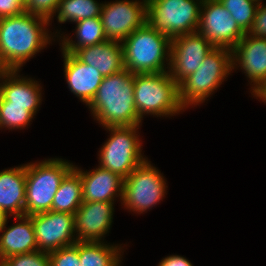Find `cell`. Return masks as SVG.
I'll return each instance as SVG.
<instances>
[{
	"mask_svg": "<svg viewBox=\"0 0 266 266\" xmlns=\"http://www.w3.org/2000/svg\"><path fill=\"white\" fill-rule=\"evenodd\" d=\"M49 26L48 19L26 12L0 18V64L3 70L22 71L21 67L27 61L52 44L60 36L61 29L52 33Z\"/></svg>",
	"mask_w": 266,
	"mask_h": 266,
	"instance_id": "cell-1",
	"label": "cell"
},
{
	"mask_svg": "<svg viewBox=\"0 0 266 266\" xmlns=\"http://www.w3.org/2000/svg\"><path fill=\"white\" fill-rule=\"evenodd\" d=\"M88 108L103 128L142 125L134 103V74L123 69L104 77Z\"/></svg>",
	"mask_w": 266,
	"mask_h": 266,
	"instance_id": "cell-2",
	"label": "cell"
},
{
	"mask_svg": "<svg viewBox=\"0 0 266 266\" xmlns=\"http://www.w3.org/2000/svg\"><path fill=\"white\" fill-rule=\"evenodd\" d=\"M121 43L124 68L129 72L147 74L169 70L171 39L147 22Z\"/></svg>",
	"mask_w": 266,
	"mask_h": 266,
	"instance_id": "cell-3",
	"label": "cell"
},
{
	"mask_svg": "<svg viewBox=\"0 0 266 266\" xmlns=\"http://www.w3.org/2000/svg\"><path fill=\"white\" fill-rule=\"evenodd\" d=\"M233 73L232 50L215 47L199 68L179 84V101L186 109L205 103ZM208 98V99H207Z\"/></svg>",
	"mask_w": 266,
	"mask_h": 266,
	"instance_id": "cell-4",
	"label": "cell"
},
{
	"mask_svg": "<svg viewBox=\"0 0 266 266\" xmlns=\"http://www.w3.org/2000/svg\"><path fill=\"white\" fill-rule=\"evenodd\" d=\"M134 103L141 120L146 115L170 118L185 111L179 101L178 83L169 71L134 74Z\"/></svg>",
	"mask_w": 266,
	"mask_h": 266,
	"instance_id": "cell-5",
	"label": "cell"
},
{
	"mask_svg": "<svg viewBox=\"0 0 266 266\" xmlns=\"http://www.w3.org/2000/svg\"><path fill=\"white\" fill-rule=\"evenodd\" d=\"M73 167V163L62 158L27 163L25 215L50 211L61 181Z\"/></svg>",
	"mask_w": 266,
	"mask_h": 266,
	"instance_id": "cell-6",
	"label": "cell"
},
{
	"mask_svg": "<svg viewBox=\"0 0 266 266\" xmlns=\"http://www.w3.org/2000/svg\"><path fill=\"white\" fill-rule=\"evenodd\" d=\"M140 126L105 127L110 135L98 151V166L124 179L131 174L147 158L142 153L143 145L138 130Z\"/></svg>",
	"mask_w": 266,
	"mask_h": 266,
	"instance_id": "cell-7",
	"label": "cell"
},
{
	"mask_svg": "<svg viewBox=\"0 0 266 266\" xmlns=\"http://www.w3.org/2000/svg\"><path fill=\"white\" fill-rule=\"evenodd\" d=\"M162 174L146 158L124 179L121 206L140 215L163 201L168 186Z\"/></svg>",
	"mask_w": 266,
	"mask_h": 266,
	"instance_id": "cell-8",
	"label": "cell"
},
{
	"mask_svg": "<svg viewBox=\"0 0 266 266\" xmlns=\"http://www.w3.org/2000/svg\"><path fill=\"white\" fill-rule=\"evenodd\" d=\"M203 0H147L146 22L170 39L196 32Z\"/></svg>",
	"mask_w": 266,
	"mask_h": 266,
	"instance_id": "cell-9",
	"label": "cell"
},
{
	"mask_svg": "<svg viewBox=\"0 0 266 266\" xmlns=\"http://www.w3.org/2000/svg\"><path fill=\"white\" fill-rule=\"evenodd\" d=\"M147 0L106 1L100 18L107 40L124 41L134 30L146 23Z\"/></svg>",
	"mask_w": 266,
	"mask_h": 266,
	"instance_id": "cell-10",
	"label": "cell"
},
{
	"mask_svg": "<svg viewBox=\"0 0 266 266\" xmlns=\"http://www.w3.org/2000/svg\"><path fill=\"white\" fill-rule=\"evenodd\" d=\"M197 31L214 47L231 50L245 35L219 0H203Z\"/></svg>",
	"mask_w": 266,
	"mask_h": 266,
	"instance_id": "cell-11",
	"label": "cell"
},
{
	"mask_svg": "<svg viewBox=\"0 0 266 266\" xmlns=\"http://www.w3.org/2000/svg\"><path fill=\"white\" fill-rule=\"evenodd\" d=\"M30 216L39 251L49 253L77 242L74 214L50 210Z\"/></svg>",
	"mask_w": 266,
	"mask_h": 266,
	"instance_id": "cell-12",
	"label": "cell"
},
{
	"mask_svg": "<svg viewBox=\"0 0 266 266\" xmlns=\"http://www.w3.org/2000/svg\"><path fill=\"white\" fill-rule=\"evenodd\" d=\"M215 47L198 31L171 39L169 73L179 84L194 73Z\"/></svg>",
	"mask_w": 266,
	"mask_h": 266,
	"instance_id": "cell-13",
	"label": "cell"
},
{
	"mask_svg": "<svg viewBox=\"0 0 266 266\" xmlns=\"http://www.w3.org/2000/svg\"><path fill=\"white\" fill-rule=\"evenodd\" d=\"M114 203L82 202L74 214L77 241L104 242L112 227Z\"/></svg>",
	"mask_w": 266,
	"mask_h": 266,
	"instance_id": "cell-14",
	"label": "cell"
},
{
	"mask_svg": "<svg viewBox=\"0 0 266 266\" xmlns=\"http://www.w3.org/2000/svg\"><path fill=\"white\" fill-rule=\"evenodd\" d=\"M238 68L247 77L250 93L254 92L266 80V38L243 36L232 49V70Z\"/></svg>",
	"mask_w": 266,
	"mask_h": 266,
	"instance_id": "cell-15",
	"label": "cell"
},
{
	"mask_svg": "<svg viewBox=\"0 0 266 266\" xmlns=\"http://www.w3.org/2000/svg\"><path fill=\"white\" fill-rule=\"evenodd\" d=\"M73 168L81 177L83 202H121L124 178L120 175L99 166L85 171L74 163Z\"/></svg>",
	"mask_w": 266,
	"mask_h": 266,
	"instance_id": "cell-16",
	"label": "cell"
},
{
	"mask_svg": "<svg viewBox=\"0 0 266 266\" xmlns=\"http://www.w3.org/2000/svg\"><path fill=\"white\" fill-rule=\"evenodd\" d=\"M61 52L68 89L88 106L95 97L104 77L95 67L81 62L72 53L62 50Z\"/></svg>",
	"mask_w": 266,
	"mask_h": 266,
	"instance_id": "cell-17",
	"label": "cell"
},
{
	"mask_svg": "<svg viewBox=\"0 0 266 266\" xmlns=\"http://www.w3.org/2000/svg\"><path fill=\"white\" fill-rule=\"evenodd\" d=\"M19 70H2V99L7 105L28 106L34 116L42 103V85Z\"/></svg>",
	"mask_w": 266,
	"mask_h": 266,
	"instance_id": "cell-18",
	"label": "cell"
},
{
	"mask_svg": "<svg viewBox=\"0 0 266 266\" xmlns=\"http://www.w3.org/2000/svg\"><path fill=\"white\" fill-rule=\"evenodd\" d=\"M14 218L16 224L6 227L9 221L7 216L0 225V263L10 256L38 250L31 216L22 215Z\"/></svg>",
	"mask_w": 266,
	"mask_h": 266,
	"instance_id": "cell-19",
	"label": "cell"
},
{
	"mask_svg": "<svg viewBox=\"0 0 266 266\" xmlns=\"http://www.w3.org/2000/svg\"><path fill=\"white\" fill-rule=\"evenodd\" d=\"M26 164L0 171V209L6 216L25 215Z\"/></svg>",
	"mask_w": 266,
	"mask_h": 266,
	"instance_id": "cell-20",
	"label": "cell"
},
{
	"mask_svg": "<svg viewBox=\"0 0 266 266\" xmlns=\"http://www.w3.org/2000/svg\"><path fill=\"white\" fill-rule=\"evenodd\" d=\"M73 55L81 62L95 67L103 77L125 69L123 47L118 41L106 40L100 44L80 48Z\"/></svg>",
	"mask_w": 266,
	"mask_h": 266,
	"instance_id": "cell-21",
	"label": "cell"
},
{
	"mask_svg": "<svg viewBox=\"0 0 266 266\" xmlns=\"http://www.w3.org/2000/svg\"><path fill=\"white\" fill-rule=\"evenodd\" d=\"M75 40L70 34L64 32L57 38L60 49L63 52L74 53L77 49L93 46L105 42L106 36L103 30V25L100 17H94L75 22ZM69 35V36H68Z\"/></svg>",
	"mask_w": 266,
	"mask_h": 266,
	"instance_id": "cell-22",
	"label": "cell"
},
{
	"mask_svg": "<svg viewBox=\"0 0 266 266\" xmlns=\"http://www.w3.org/2000/svg\"><path fill=\"white\" fill-rule=\"evenodd\" d=\"M105 242H80L78 253L81 266H121L124 244Z\"/></svg>",
	"mask_w": 266,
	"mask_h": 266,
	"instance_id": "cell-23",
	"label": "cell"
},
{
	"mask_svg": "<svg viewBox=\"0 0 266 266\" xmlns=\"http://www.w3.org/2000/svg\"><path fill=\"white\" fill-rule=\"evenodd\" d=\"M82 181L72 168L61 181L52 201L51 211L75 214L82 204Z\"/></svg>",
	"mask_w": 266,
	"mask_h": 266,
	"instance_id": "cell-24",
	"label": "cell"
},
{
	"mask_svg": "<svg viewBox=\"0 0 266 266\" xmlns=\"http://www.w3.org/2000/svg\"><path fill=\"white\" fill-rule=\"evenodd\" d=\"M102 5L97 0H60L56 13L49 20L50 25L55 16L60 24L100 17Z\"/></svg>",
	"mask_w": 266,
	"mask_h": 266,
	"instance_id": "cell-25",
	"label": "cell"
},
{
	"mask_svg": "<svg viewBox=\"0 0 266 266\" xmlns=\"http://www.w3.org/2000/svg\"><path fill=\"white\" fill-rule=\"evenodd\" d=\"M35 116L28 111V106L7 105L0 100V130H22L27 128Z\"/></svg>",
	"mask_w": 266,
	"mask_h": 266,
	"instance_id": "cell-26",
	"label": "cell"
},
{
	"mask_svg": "<svg viewBox=\"0 0 266 266\" xmlns=\"http://www.w3.org/2000/svg\"><path fill=\"white\" fill-rule=\"evenodd\" d=\"M228 10L239 28L246 34L250 30L258 3L253 0H219Z\"/></svg>",
	"mask_w": 266,
	"mask_h": 266,
	"instance_id": "cell-27",
	"label": "cell"
},
{
	"mask_svg": "<svg viewBox=\"0 0 266 266\" xmlns=\"http://www.w3.org/2000/svg\"><path fill=\"white\" fill-rule=\"evenodd\" d=\"M1 266H50L47 252L34 251L26 254H18L4 259Z\"/></svg>",
	"mask_w": 266,
	"mask_h": 266,
	"instance_id": "cell-28",
	"label": "cell"
},
{
	"mask_svg": "<svg viewBox=\"0 0 266 266\" xmlns=\"http://www.w3.org/2000/svg\"><path fill=\"white\" fill-rule=\"evenodd\" d=\"M50 266H81L78 241L70 246L62 247L48 253Z\"/></svg>",
	"mask_w": 266,
	"mask_h": 266,
	"instance_id": "cell-29",
	"label": "cell"
},
{
	"mask_svg": "<svg viewBox=\"0 0 266 266\" xmlns=\"http://www.w3.org/2000/svg\"><path fill=\"white\" fill-rule=\"evenodd\" d=\"M60 0H23L26 13L35 14L50 20L56 13Z\"/></svg>",
	"mask_w": 266,
	"mask_h": 266,
	"instance_id": "cell-30",
	"label": "cell"
},
{
	"mask_svg": "<svg viewBox=\"0 0 266 266\" xmlns=\"http://www.w3.org/2000/svg\"><path fill=\"white\" fill-rule=\"evenodd\" d=\"M249 35L253 37L266 38V4L260 3L257 7L255 17Z\"/></svg>",
	"mask_w": 266,
	"mask_h": 266,
	"instance_id": "cell-31",
	"label": "cell"
},
{
	"mask_svg": "<svg viewBox=\"0 0 266 266\" xmlns=\"http://www.w3.org/2000/svg\"><path fill=\"white\" fill-rule=\"evenodd\" d=\"M24 12L23 0H0V18L17 16Z\"/></svg>",
	"mask_w": 266,
	"mask_h": 266,
	"instance_id": "cell-32",
	"label": "cell"
},
{
	"mask_svg": "<svg viewBox=\"0 0 266 266\" xmlns=\"http://www.w3.org/2000/svg\"><path fill=\"white\" fill-rule=\"evenodd\" d=\"M157 266H193V264L186 257L176 254L164 257Z\"/></svg>",
	"mask_w": 266,
	"mask_h": 266,
	"instance_id": "cell-33",
	"label": "cell"
},
{
	"mask_svg": "<svg viewBox=\"0 0 266 266\" xmlns=\"http://www.w3.org/2000/svg\"><path fill=\"white\" fill-rule=\"evenodd\" d=\"M251 95L258 99L260 101H262V103L264 102V104L266 103V80L254 91L251 93Z\"/></svg>",
	"mask_w": 266,
	"mask_h": 266,
	"instance_id": "cell-34",
	"label": "cell"
},
{
	"mask_svg": "<svg viewBox=\"0 0 266 266\" xmlns=\"http://www.w3.org/2000/svg\"><path fill=\"white\" fill-rule=\"evenodd\" d=\"M7 216L4 212L0 209V225L6 220Z\"/></svg>",
	"mask_w": 266,
	"mask_h": 266,
	"instance_id": "cell-35",
	"label": "cell"
},
{
	"mask_svg": "<svg viewBox=\"0 0 266 266\" xmlns=\"http://www.w3.org/2000/svg\"><path fill=\"white\" fill-rule=\"evenodd\" d=\"M2 98V71H0V100Z\"/></svg>",
	"mask_w": 266,
	"mask_h": 266,
	"instance_id": "cell-36",
	"label": "cell"
},
{
	"mask_svg": "<svg viewBox=\"0 0 266 266\" xmlns=\"http://www.w3.org/2000/svg\"><path fill=\"white\" fill-rule=\"evenodd\" d=\"M255 2H257L258 4L262 3L263 0H253Z\"/></svg>",
	"mask_w": 266,
	"mask_h": 266,
	"instance_id": "cell-37",
	"label": "cell"
}]
</instances>
